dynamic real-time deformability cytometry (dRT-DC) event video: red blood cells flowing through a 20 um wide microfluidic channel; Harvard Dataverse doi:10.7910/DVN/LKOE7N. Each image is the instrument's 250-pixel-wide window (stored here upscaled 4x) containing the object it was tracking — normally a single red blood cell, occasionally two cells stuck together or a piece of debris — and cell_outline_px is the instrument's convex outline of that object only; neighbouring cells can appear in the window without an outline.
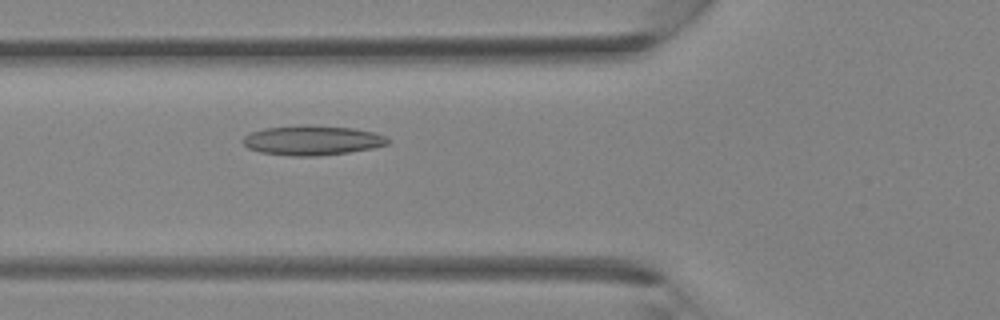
{"species": "Egyptian fruit bat (a non-hibernating species)", "species_latin": "Rousettus aegyptiacus", "temperature_condition": "room temperature", "stored_images_in_passage": 37, "camera_frame_rate_fps": 3000, "um_per_image_px": 0.085, "animal": {"sex": "female"}, "frame": {"image": 1, "passage_image": 14, "time_ms": 4.333, "image_size_px": [1000, 320], "cell_outline_px": [[392, 140], [388, 144], [372, 148], [348, 152], [320, 156], [292, 156], [260, 152], [248, 148], [244, 144], [244, 136], [252, 132], [264, 128], [308, 124], [352, 128], [372, 132], [384, 136]], "centroid_in_image_um": [26.55, 11.92], "position_along_channel_um": 99.3, "area_um2": 25.03}}
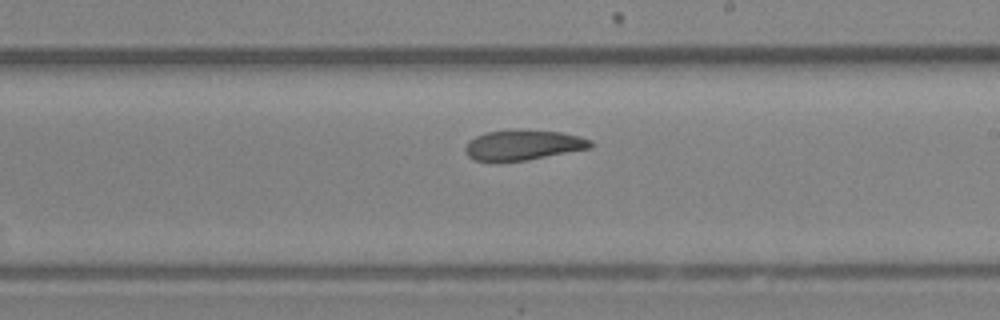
{"frame": {"image": 2, "passage_image": 22, "time_ms": 7.0, "image_size_px": [1000, 320], "cell_outline_px": [[592, 148], [524, 160], [476, 160], [468, 156], [464, 148], [468, 140], [484, 132], [512, 128], [560, 132], [580, 136], [592, 140]], "centroid_in_image_um": [44.46, 12.28], "position_along_channel_um": 244.5, "area_um2": 22.08}}
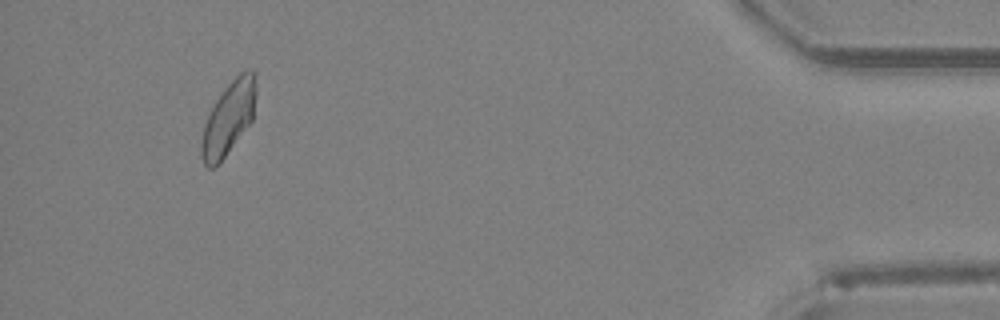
{"frame": {"image": 3, "passage_image": 35, "time_ms": 11.333, "image_size_px": [1000, 320], "cell_outline_px": [[256, 92], [252, 120], [220, 164], [216, 168], [208, 168], [204, 164], [200, 156], [200, 144], [204, 124], [216, 100], [224, 88], [240, 72], [252, 68], [256, 72]], "centroid_in_image_um": [19.42, 10.07], "position_along_channel_um": 415.8, "area_um2": 23.47}}